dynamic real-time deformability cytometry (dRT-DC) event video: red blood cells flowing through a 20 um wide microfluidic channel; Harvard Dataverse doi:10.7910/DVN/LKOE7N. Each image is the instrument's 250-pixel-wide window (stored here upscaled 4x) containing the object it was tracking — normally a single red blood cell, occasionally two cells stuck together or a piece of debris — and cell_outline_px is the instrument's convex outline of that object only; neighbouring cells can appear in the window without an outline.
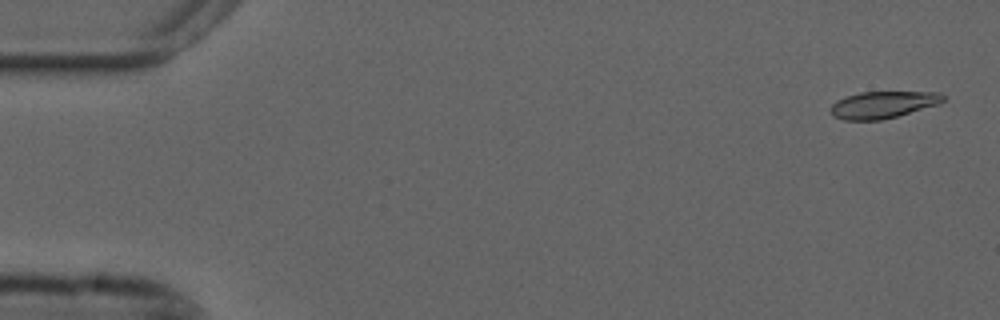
{"species": "common noctule bat (a hibernating species)", "species_latin": "Nyctalus noctula", "temperature_condition": "cold", "stored_images_in_passage": 8, "camera_frame_rate_fps": 3000, "um_per_image_px": 0.085, "animal": {"sex": "male", "forearm_length_mm": 52.5}, "frame": {"image": 1, "passage_image": 2, "time_ms": 0.333, "image_size_px": [1000, 320], "cell_outline_px": [[944, 100], [940, 104], [896, 116], [880, 120], [844, 120], [832, 116], [828, 108], [836, 100], [844, 96], [860, 92], [940, 92], [944, 96]], "centroid_in_image_um": [75.0, 8.9], "position_along_channel_um": 10.0, "area_um2": 17.8}}